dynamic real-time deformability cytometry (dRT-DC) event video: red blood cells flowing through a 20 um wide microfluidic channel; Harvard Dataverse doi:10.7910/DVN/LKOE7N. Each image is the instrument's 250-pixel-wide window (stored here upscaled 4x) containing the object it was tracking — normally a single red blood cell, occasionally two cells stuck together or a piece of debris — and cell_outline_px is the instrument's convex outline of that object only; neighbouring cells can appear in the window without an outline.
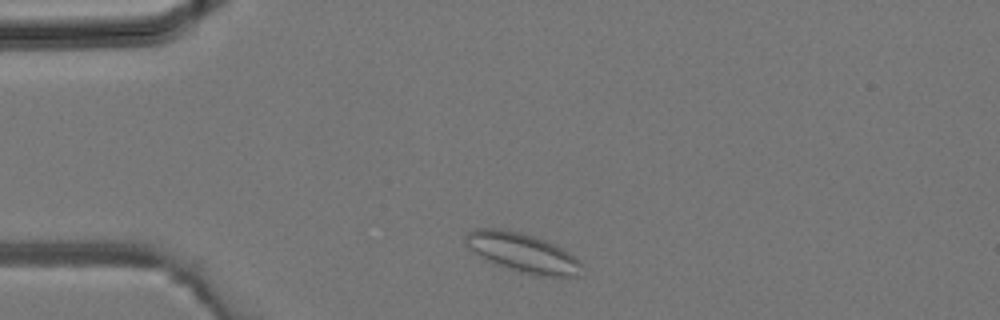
{"species": "common noctule bat (a hibernating species)", "species_latin": "Nyctalus noctula", "temperature_condition": "room temperature", "stored_images_in_passage": 24, "camera_frame_rate_fps": 3000, "um_per_image_px": 0.085, "animal": {"sex": "male", "body_mass_g": 19.2, "forearm_length_mm": 51.8}, "frame": {"image": 1, "passage_image": 1, "time_ms": 0.0, "image_size_px": [1000, 320], "cell_outline_px": [[584, 264], [576, 276], [544, 276], [520, 272], [492, 264], [484, 260], [468, 248], [464, 240], [464, 236], [472, 228], [504, 228], [520, 232], [556, 244], [568, 252]], "centroid_in_image_um": [44.35, 21.46], "position_along_channel_um": 40.7, "area_um2": 26.76}}
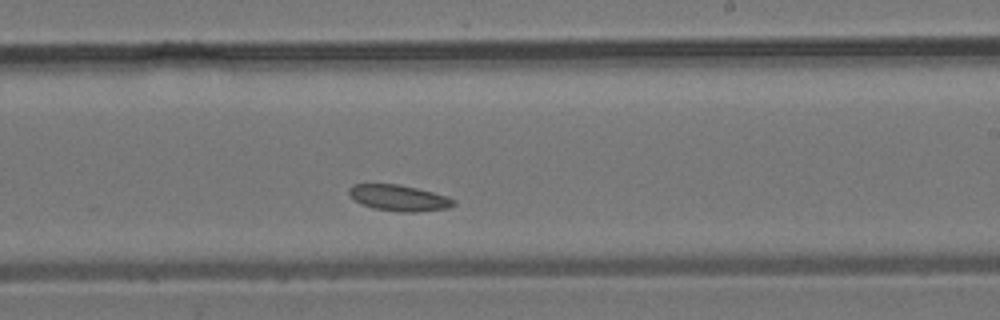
{"frame": {"image": 2, "passage_image": 15, "time_ms": 4.667, "image_size_px": [1000, 320], "cell_outline_px": [[456, 204], [448, 208], [416, 212], [400, 212], [372, 208], [356, 200], [348, 192], [348, 188], [352, 184], [396, 184], [416, 188], [448, 196], [456, 200]], "centroid_in_image_um": [33.94, 16.82], "position_along_channel_um": 255.1, "area_um2": 15.78}}
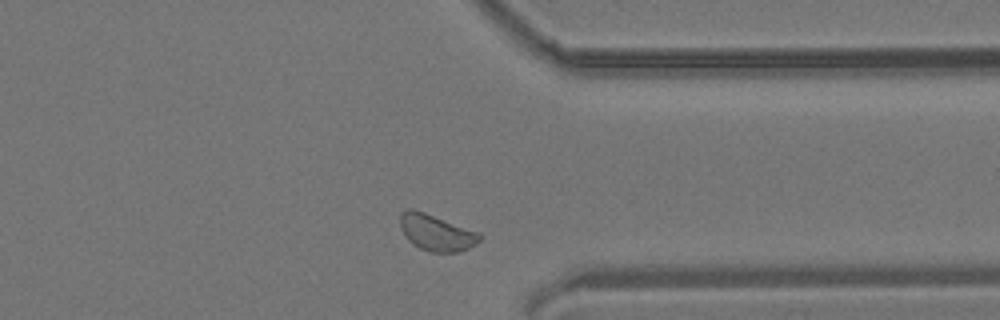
{"frame": {"image": 3, "passage_image": 22, "time_ms": 7.0, "image_size_px": [1000, 320], "cell_outline_px": [[484, 236], [476, 244], [468, 248], [456, 252], [428, 252], [412, 244], [404, 236], [400, 228], [400, 212], [408, 208], [412, 208], [424, 212], [480, 232]], "centroid_in_image_um": [37.08, 19.76], "position_along_channel_um": 374.3, "area_um2": 17.05}}